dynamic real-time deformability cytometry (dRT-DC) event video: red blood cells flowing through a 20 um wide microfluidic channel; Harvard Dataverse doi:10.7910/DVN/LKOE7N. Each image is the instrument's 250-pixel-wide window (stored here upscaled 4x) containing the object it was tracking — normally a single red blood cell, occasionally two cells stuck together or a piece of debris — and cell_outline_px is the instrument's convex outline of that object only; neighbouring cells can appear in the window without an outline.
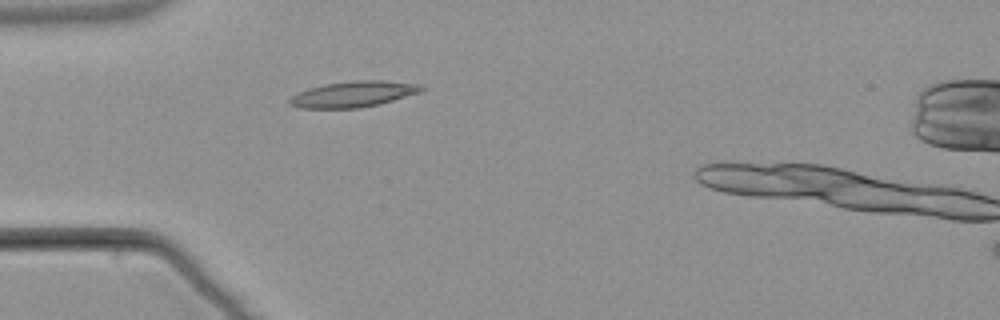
{"species": "common noctule bat (a hibernating species)", "species_latin": "Nyctalus noctula", "temperature_condition": "warm", "stored_images_in_passage": 3, "camera_frame_rate_fps": 3000, "um_per_image_px": 0.085, "animal": {"sex": "male", "body_mass_g": 21.5, "forearm_length_mm": 52.0}, "frame": {"image": 1, "passage_image": 3, "time_ms": 3.333, "image_size_px": [1000, 320], "cell_outline_px": [[424, 88], [420, 92], [380, 104], [360, 108], [300, 108], [288, 104], [288, 100], [296, 92], [308, 88], [324, 84], [352, 80], [384, 80], [420, 84]], "centroid_in_image_um": [30.0, 8.0], "position_along_channel_um": 55.0, "area_um2": 20.06}}